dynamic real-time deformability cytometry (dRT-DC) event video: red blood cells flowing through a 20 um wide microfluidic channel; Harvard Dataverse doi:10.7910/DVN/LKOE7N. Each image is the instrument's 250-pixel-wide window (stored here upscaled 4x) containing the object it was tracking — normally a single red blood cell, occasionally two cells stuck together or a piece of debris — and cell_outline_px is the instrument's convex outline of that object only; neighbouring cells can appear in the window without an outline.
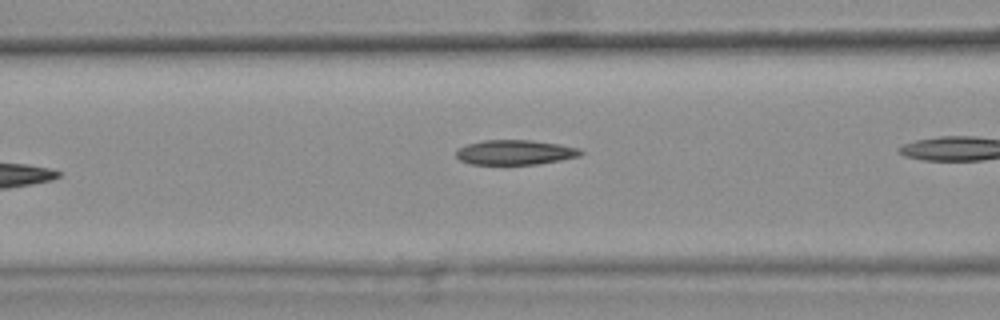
{"species": "common noctule bat (a hibernating species)", "species_latin": "Nyctalus noctula", "temperature_condition": "warm", "stored_images_in_passage": 6, "camera_frame_rate_fps": 3000, "um_per_image_px": 0.085, "animal": {"sex": "female", "body_mass_g": 25.1}, "frame": {"image": 1, "passage_image": 4, "time_ms": 1.0, "image_size_px": [1000, 320], "cell_outline_px": [[584, 152], [580, 156], [560, 160], [536, 164], [468, 164], [460, 160], [456, 156], [456, 152], [460, 148], [468, 144], [484, 140], [532, 140], [560, 144], [580, 148]], "centroid_in_image_um": [43.81, 12.95], "position_along_channel_um": 122.8, "area_um2": 17.98}}